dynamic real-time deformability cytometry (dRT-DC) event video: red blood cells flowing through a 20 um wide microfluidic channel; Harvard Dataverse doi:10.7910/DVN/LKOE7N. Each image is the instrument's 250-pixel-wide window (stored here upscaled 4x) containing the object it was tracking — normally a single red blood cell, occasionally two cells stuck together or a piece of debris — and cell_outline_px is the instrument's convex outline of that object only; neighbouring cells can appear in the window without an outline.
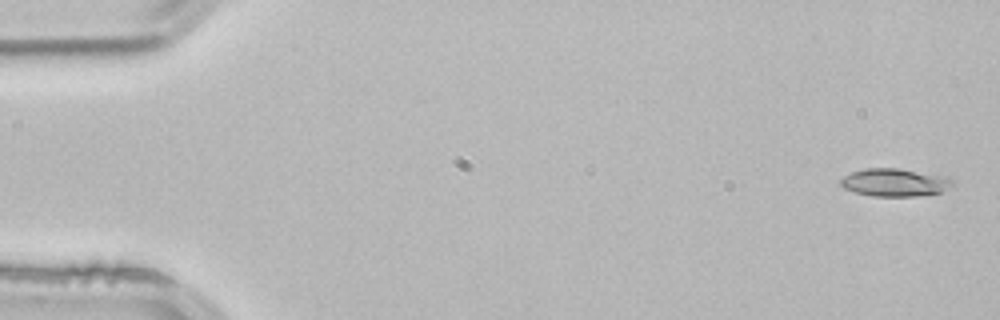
{"species": "common noctule bat (a hibernating species)", "species_latin": "Nyctalus noctula", "temperature_condition": "room temperature", "stored_images_in_passage": 4, "segment_of_instrument_passage": [1, 2], "camera_frame_rate_fps": 3000, "um_per_image_px": 0.085, "animal": {"sex": "male", "body_mass_g": 21.5, "forearm_length_mm": 52.0}, "frame": {"image": 1, "passage_image": 1, "time_ms": 0.0, "image_size_px": [1000, 320], "cell_outline_px": [[952, 188], [940, 192], [916, 196], [872, 196], [856, 192], [844, 188], [840, 184], [840, 180], [844, 176], [852, 172], [864, 168], [896, 168], [944, 176], [952, 180]], "centroid_in_image_um": [76.04, 15.51], "position_along_channel_um": 9.0, "area_um2": 17.98}}